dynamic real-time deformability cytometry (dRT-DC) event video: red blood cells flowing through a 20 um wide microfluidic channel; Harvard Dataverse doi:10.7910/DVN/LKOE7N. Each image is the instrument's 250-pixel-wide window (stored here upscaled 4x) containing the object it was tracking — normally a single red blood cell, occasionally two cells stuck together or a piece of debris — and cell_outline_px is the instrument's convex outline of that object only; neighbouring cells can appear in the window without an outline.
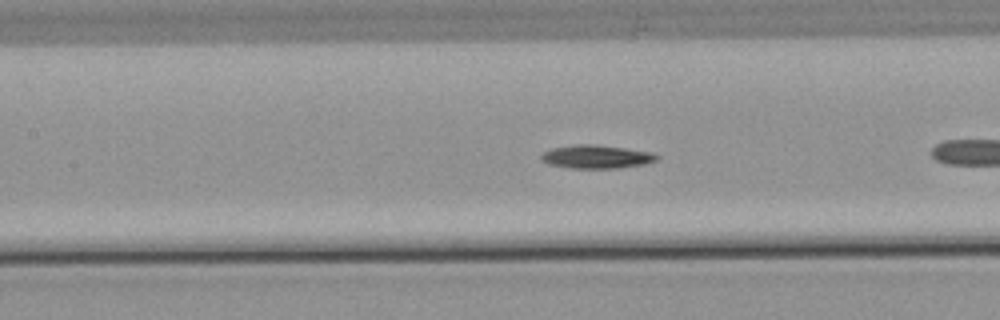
{"species": "common noctule bat (a hibernating species)", "species_latin": "Nyctalus noctula", "temperature_condition": "warm", "stored_images_in_passage": 28, "camera_frame_rate_fps": 3000, "um_per_image_px": 0.085, "animal": {"sex": "male", "body_mass_g": 21.5, "forearm_length_mm": 52.0}, "frame": {"image": 1, "passage_image": 9, "time_ms": 2.667, "image_size_px": [1000, 320], "cell_outline_px": [[660, 156], [656, 160], [644, 164], [620, 168], [572, 168], [548, 164], [540, 160], [540, 156], [544, 152], [552, 148], [576, 144], [596, 144], [652, 152]], "centroid_in_image_um": [50.69, 13.32], "position_along_channel_um": 156.7, "area_um2": 15.78}}